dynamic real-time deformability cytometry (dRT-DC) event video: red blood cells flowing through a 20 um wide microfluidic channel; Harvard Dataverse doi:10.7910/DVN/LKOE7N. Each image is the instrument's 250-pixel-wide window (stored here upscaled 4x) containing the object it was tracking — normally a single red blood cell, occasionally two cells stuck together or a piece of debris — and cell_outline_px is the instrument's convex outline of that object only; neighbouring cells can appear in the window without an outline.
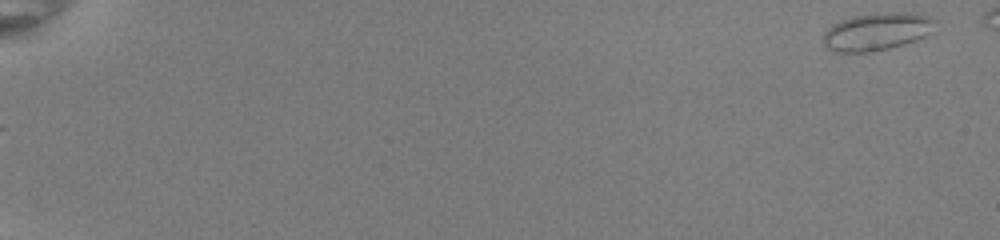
{"species": "common noctule bat (a hibernating species)", "species_latin": "Nyctalus noctula", "temperature_condition": "room temperature", "stored_images_in_passage": 51, "camera_frame_rate_fps": 3000, "um_per_image_px": 0.085, "animal": {"sex": "female", "body_mass_g": 22.0, "forearm_length_mm": 56.7}, "frame": {"image": 1, "passage_image": 1, "time_ms": 0.0, "image_size_px": [1000, 240], "cell_outline_px": [[936, 20], [932, 32], [916, 40], [904, 44], [872, 52], [836, 52], [824, 48], [824, 32], [832, 24], [840, 20], [852, 16], [876, 12], [916, 12], [928, 16]], "centroid_in_image_um": [74.53, 2.67], "position_along_channel_um": 10.5, "area_um2": 24.91}}
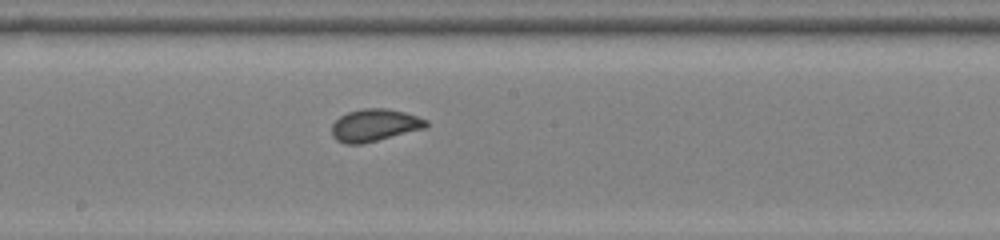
{"frame": {"image": 2, "passage_image": 31, "time_ms": 10.0, "image_size_px": [1000, 240], "cell_outline_px": [[428, 124], [424, 128], [360, 144], [344, 144], [336, 140], [332, 136], [332, 124], [340, 116], [348, 112], [364, 108], [388, 108], [404, 112], [428, 120]], "centroid_in_image_um": [31.8, 10.63], "position_along_channel_um": 216.4, "area_um2": 17.57}}
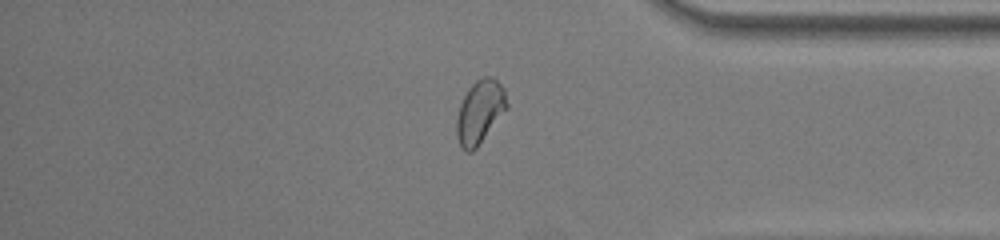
{"frame": {"image": 3, "passage_image": 45, "time_ms": 14.667, "image_size_px": [1000, 240], "cell_outline_px": [[508, 108], [476, 148], [472, 152], [464, 152], [460, 148], [456, 136], [456, 120], [460, 104], [468, 88], [476, 80], [484, 76], [492, 76], [504, 88], [508, 104]], "centroid_in_image_um": [40.77, 9.52], "position_along_channel_um": 394.4, "area_um2": 18.73}}